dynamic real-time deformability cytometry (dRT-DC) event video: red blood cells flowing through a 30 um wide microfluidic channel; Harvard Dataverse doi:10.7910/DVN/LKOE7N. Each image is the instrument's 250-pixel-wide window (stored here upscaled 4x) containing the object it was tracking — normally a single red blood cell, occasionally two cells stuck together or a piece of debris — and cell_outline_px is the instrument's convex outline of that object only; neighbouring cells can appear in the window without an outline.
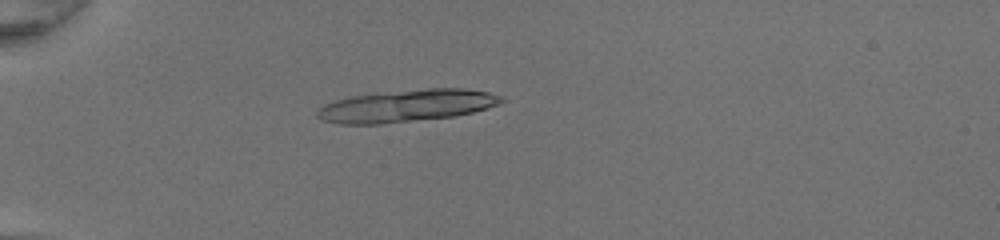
{"species": "common noctule bat (a hibernating species)", "species_latin": "Nyctalus noctula", "temperature_condition": "room temperature", "stored_images_in_passage": 23, "camera_frame_rate_fps": 3000, "um_per_image_px": 0.085, "animal": {"sex": "female", "body_mass_g": 20.0, "forearm_length_mm": 54.0}, "frame": {"image": 1, "passage_image": 17, "time_ms": 5.333, "image_size_px": [1000, 240], "cell_outline_px": [[504, 100], [500, 104], [488, 108], [456, 116], [380, 124], [340, 124], [324, 120], [316, 116], [316, 112], [324, 104], [348, 96], [376, 92], [428, 88], [464, 88], [488, 92], [504, 96]], "centroid_in_image_um": [34.57, 8.98], "position_along_channel_um": 50.4, "area_um2": 34.91}}